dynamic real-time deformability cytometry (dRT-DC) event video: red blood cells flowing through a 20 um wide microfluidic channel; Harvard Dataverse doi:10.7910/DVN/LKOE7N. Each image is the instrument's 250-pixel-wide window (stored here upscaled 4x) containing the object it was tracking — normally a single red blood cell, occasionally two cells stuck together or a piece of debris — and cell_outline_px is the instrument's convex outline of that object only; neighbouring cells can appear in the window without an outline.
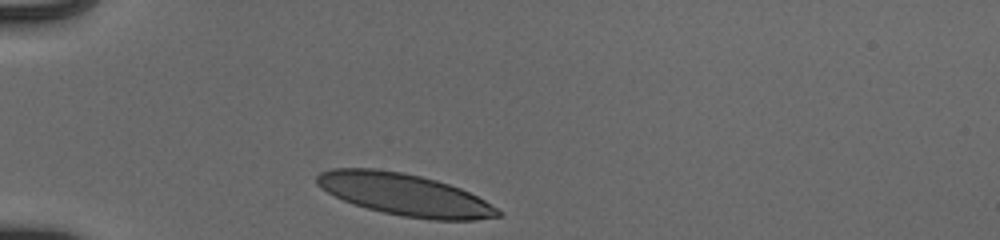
{"species": "human", "species_latin": "Homo sapiens", "temperature_condition": "cold", "stored_images_in_passage": 30, "camera_frame_rate_fps": 3000, "um_per_image_px": 0.085, "donor": {"sex": "male"}, "frame": {"image": 1, "passage_image": 1, "time_ms": 0.0, "image_size_px": [1000, 240], "cell_outline_px": [[504, 212], [500, 216], [476, 220], [432, 220], [400, 216], [352, 204], [328, 192], [316, 184], [316, 176], [320, 172], [332, 168], [376, 168], [404, 172], [436, 180], [460, 188], [500, 208]], "centroid_in_image_um": [34.42, 16.54], "position_along_channel_um": 50.6, "area_um2": 44.33}}
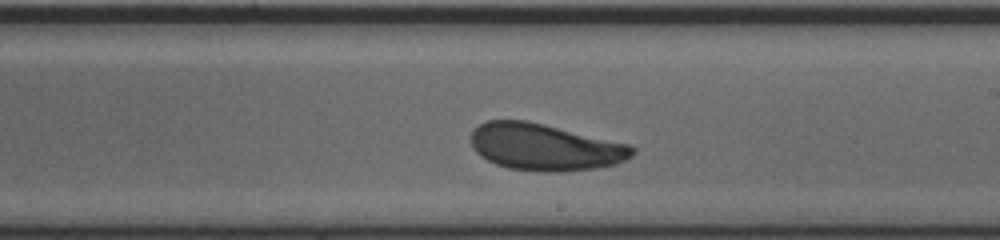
{"frame": {"image": 2, "passage_image": 18, "time_ms": 5.667, "image_size_px": [1000, 240], "cell_outline_px": [[636, 152], [632, 156], [616, 164], [596, 168], [564, 172], [540, 172], [508, 168], [496, 164], [480, 156], [472, 148], [472, 128], [488, 120], [524, 120], [544, 124], [628, 144], [636, 148]], "centroid_in_image_um": [46.3, 12.51], "position_along_channel_um": 242.7, "area_um2": 44.1}}
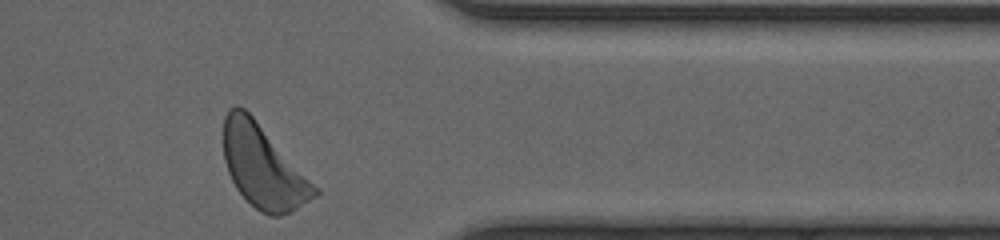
{"frame": {"image": 3, "passage_image": 30, "time_ms": 9.667, "image_size_px": [1000, 240], "cell_outline_px": [[320, 192], [316, 196], [296, 208], [280, 216], [268, 216], [260, 212], [236, 188], [228, 172], [224, 160], [224, 116], [228, 108], [236, 104], [244, 108], [252, 116], [320, 188]], "centroid_in_image_um": [22.37, 14.16], "position_along_channel_um": 389.0, "area_um2": 43.64}, "authors_computed_cell_mechanics": {"area_um2": 44.0147, "velocity_mm_per_s": 3.889, "shape_relaxation_time_tau1_ms": 2.3808, "shape_relaxation_time_tau2_ms": 1.7608, "deformation_change_tau1": 0.1057, "deformation_change_tau2": 0.0722}}